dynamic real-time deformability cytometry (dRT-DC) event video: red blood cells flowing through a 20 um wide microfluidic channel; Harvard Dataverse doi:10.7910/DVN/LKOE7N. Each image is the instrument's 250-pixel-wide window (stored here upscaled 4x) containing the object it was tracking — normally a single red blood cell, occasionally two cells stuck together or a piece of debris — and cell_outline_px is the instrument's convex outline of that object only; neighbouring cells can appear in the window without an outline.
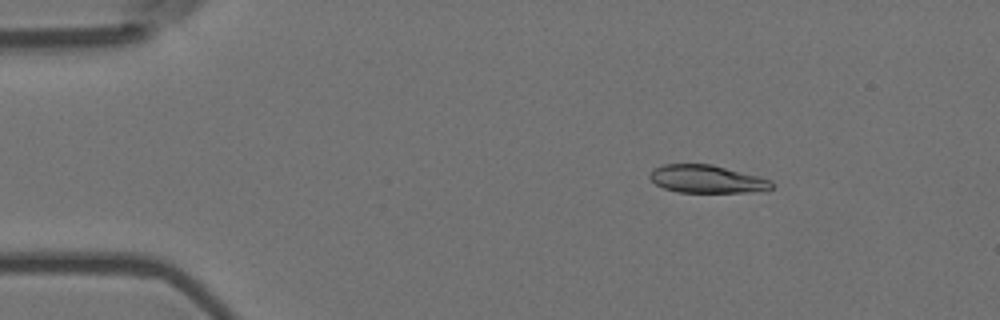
{"species": "Egyptian fruit bat (a non-hibernating species)", "species_latin": "Rousettus aegyptiacus", "temperature_condition": "room temperature", "stored_images_in_passage": 6, "camera_frame_rate_fps": 3000, "um_per_image_px": 0.085, "animal": {"sex": "female"}, "frame": {"image": 1, "passage_image": 3, "time_ms": 0.667, "image_size_px": [1000, 320], "cell_outline_px": [[772, 188], [768, 192], [676, 192], [664, 188], [656, 184], [648, 176], [656, 168], [664, 164], [712, 164], [772, 180]], "centroid_in_image_um": [60.13, 15.23], "position_along_channel_um": 24.9, "area_um2": 19.77}}
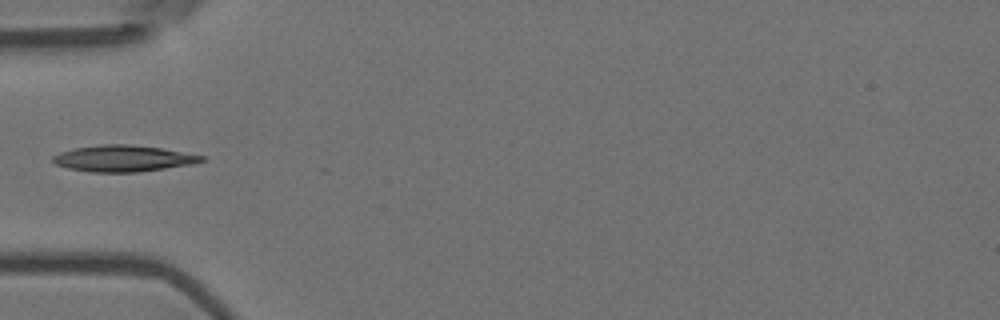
{"frame": {"image": 2, "passage_image": 6, "time_ms": 1.667, "image_size_px": [1000, 320], "cell_outline_px": [[208, 160], [192, 164], [136, 172], [88, 172], [68, 168], [56, 164], [52, 160], [52, 156], [60, 152], [76, 148], [100, 144], [128, 144], [160, 148], [204, 156]], "centroid_in_image_um": [10.46, 13.47], "position_along_channel_um": 74.5, "area_um2": 22.66}}